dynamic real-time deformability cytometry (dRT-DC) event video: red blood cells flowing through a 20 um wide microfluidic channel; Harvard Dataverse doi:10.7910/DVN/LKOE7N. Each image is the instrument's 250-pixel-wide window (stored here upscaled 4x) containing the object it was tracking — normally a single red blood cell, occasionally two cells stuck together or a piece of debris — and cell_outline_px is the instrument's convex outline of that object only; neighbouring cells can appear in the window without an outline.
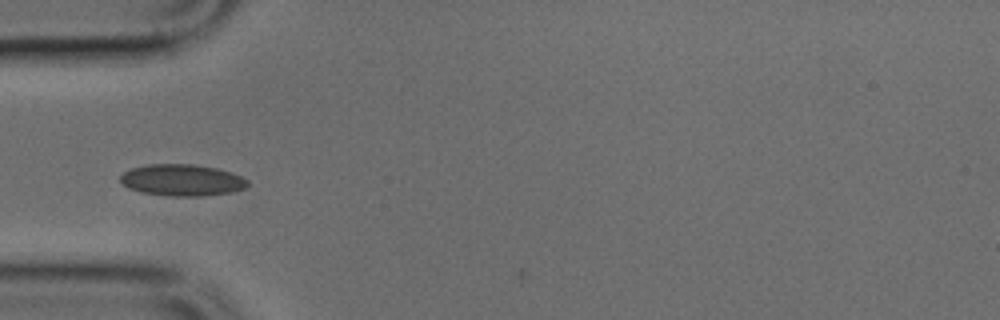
{"species": "common noctule bat (a hibernating species)", "species_latin": "Nyctalus noctula", "temperature_condition": "cold", "stored_images_in_passage": 2, "camera_frame_rate_fps": 3000, "um_per_image_px": 0.085, "animal": {"sex": "male", "body_mass_g": 17.9, "forearm_length_mm": 54.2}, "frame": {"image": 1, "passage_image": 1, "time_ms": 0.0, "image_size_px": [1000, 320], "cell_outline_px": [[248, 184], [244, 188], [232, 192], [200, 196], [168, 196], [144, 192], [128, 188], [120, 180], [120, 176], [124, 172], [132, 168], [148, 164], [192, 164], [216, 168], [232, 172], [248, 180]], "centroid_in_image_um": [15.48, 15.3], "position_along_channel_um": 69.5, "area_um2": 23.29}}